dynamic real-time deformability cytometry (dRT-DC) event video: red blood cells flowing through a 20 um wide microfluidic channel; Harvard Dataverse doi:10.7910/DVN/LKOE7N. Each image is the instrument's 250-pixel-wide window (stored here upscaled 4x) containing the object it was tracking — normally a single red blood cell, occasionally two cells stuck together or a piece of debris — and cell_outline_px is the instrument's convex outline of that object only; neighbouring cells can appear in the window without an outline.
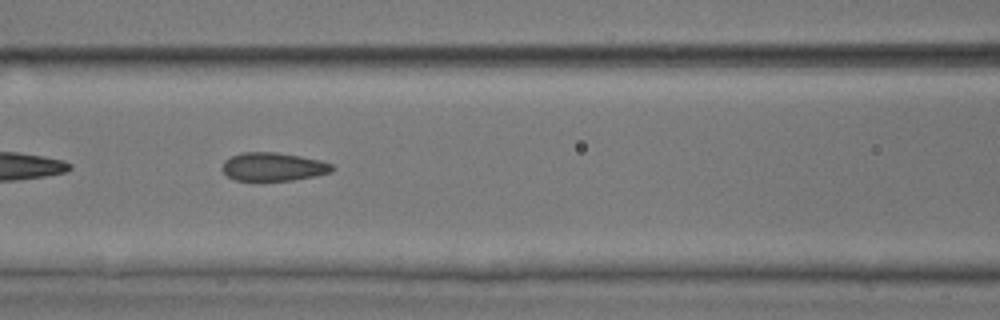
{"species": "common noctule bat (a hibernating species)", "species_latin": "Nyctalus noctula", "temperature_condition": "room temperature", "stored_images_in_passage": 54, "camera_frame_rate_fps": 3000, "um_per_image_px": 0.085, "animal": {"sex": "male", "body_mass_g": 17.9, "forearm_length_mm": 54.2}, "frame": {"image": 1, "passage_image": 24, "time_ms": 7.667, "image_size_px": [1000, 320], "cell_outline_px": [[336, 168], [332, 172], [316, 176], [292, 180], [236, 180], [228, 176], [224, 172], [224, 160], [240, 152], [276, 152], [300, 156], [320, 160], [332, 164]], "centroid_in_image_um": [23.28, 14.17], "position_along_channel_um": 143.3, "area_um2": 18.09}}
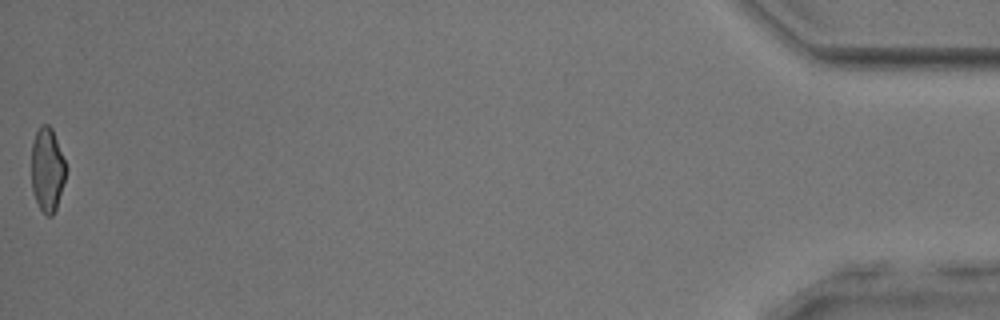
{"frame": {"image": 2, "passage_image": 54, "time_ms": 17.667, "image_size_px": [1000, 320], "cell_outline_px": [[68, 168], [56, 208], [52, 216], [48, 216], [40, 208], [32, 192], [32, 140], [40, 124], [48, 124], [52, 128]], "centroid_in_image_um": [4.03, 14.38], "position_along_channel_um": 431.2, "area_um2": 16.94}, "authors_computed_cell_mechanics": {"area_um2": 18.4671, "velocity_mm_per_s": 3.85, "shape_relaxation_time_tau1_ms": 5.3305, "shape_relaxation_time_tau2_ms": 1.501, "deformation_change_tau1": 0.1122, "deformation_change_tau2": 0.0858}}